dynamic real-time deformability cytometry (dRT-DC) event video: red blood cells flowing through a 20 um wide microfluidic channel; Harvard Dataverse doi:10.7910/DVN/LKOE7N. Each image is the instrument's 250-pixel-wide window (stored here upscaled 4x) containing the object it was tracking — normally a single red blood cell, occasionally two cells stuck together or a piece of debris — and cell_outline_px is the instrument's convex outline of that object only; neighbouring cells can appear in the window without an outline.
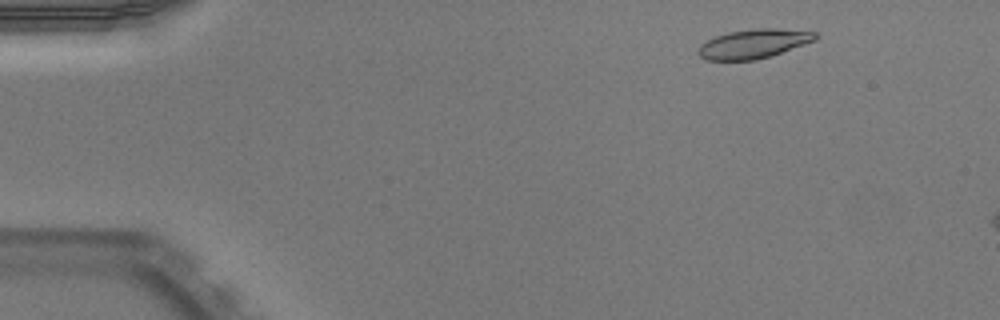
{"species": "Egyptian fruit bat (a non-hibernating species)", "species_latin": "Rousettus aegyptiacus", "temperature_condition": "warm", "stored_images_in_passage": 13, "camera_frame_rate_fps": 3000, "um_per_image_px": 0.085, "animal": {"sex": "male"}, "frame": {"image": 1, "passage_image": 4, "time_ms": 1.0, "image_size_px": [1000, 320], "cell_outline_px": [[820, 36], [816, 40], [756, 60], [704, 60], [696, 52], [700, 44], [716, 36], [728, 32], [752, 28], [776, 28], [816, 32]], "centroid_in_image_um": [64.03, 3.71], "position_along_channel_um": 21.0, "area_um2": 19.88}}